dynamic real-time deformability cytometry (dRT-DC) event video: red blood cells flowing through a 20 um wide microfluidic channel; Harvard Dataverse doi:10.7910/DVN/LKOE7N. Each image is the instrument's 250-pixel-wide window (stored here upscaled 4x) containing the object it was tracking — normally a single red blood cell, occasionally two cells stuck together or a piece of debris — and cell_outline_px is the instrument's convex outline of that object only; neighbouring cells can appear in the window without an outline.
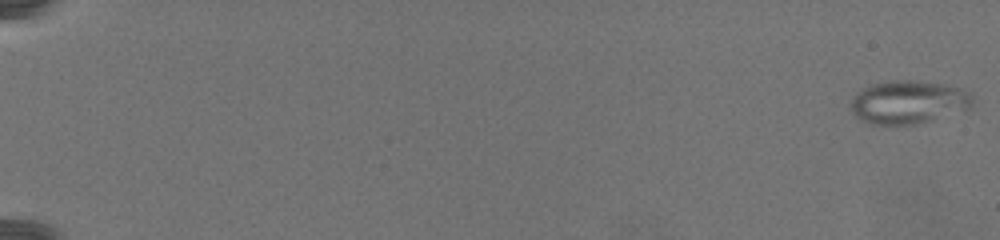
{"species": "common noctule bat (a hibernating species)", "species_latin": "Nyctalus noctula", "temperature_condition": "warm", "stored_images_in_passage": 79, "camera_frame_rate_fps": 3000, "um_per_image_px": 0.085, "animal": {"sex": "female", "body_mass_g": 19.5, "forearm_length_mm": 54.1}, "frame": {"image": 1, "passage_image": 1, "time_ms": 0.0, "image_size_px": [1000, 240], "cell_outline_px": [[972, 100], [964, 108], [932, 120], [916, 124], [872, 124], [860, 120], [852, 112], [852, 100], [856, 92], [872, 84], [896, 80], [912, 80], [948, 84], [964, 88], [972, 92]], "centroid_in_image_um": [77.19, 8.66], "position_along_channel_um": 7.8, "area_um2": 30.29}}
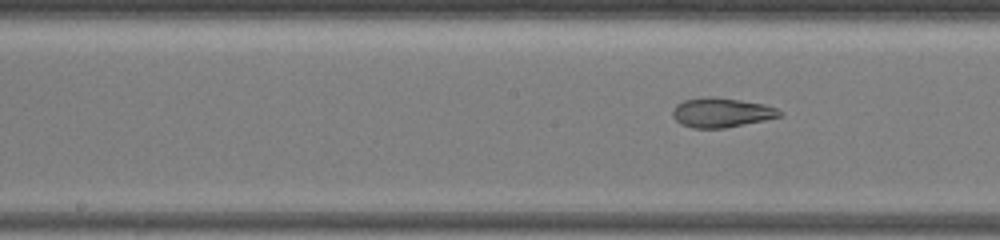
{"frame": {"image": 2, "passage_image": 44, "time_ms": 14.333, "image_size_px": [1000, 240], "cell_outline_px": [[784, 112], [780, 116], [764, 120], [724, 128], [692, 128], [680, 124], [672, 116], [672, 108], [676, 104], [684, 100], [708, 96], [716, 96], [764, 104], [776, 108]], "centroid_in_image_um": [61.29, 9.56], "position_along_channel_um": 186.9, "area_um2": 18.5}}
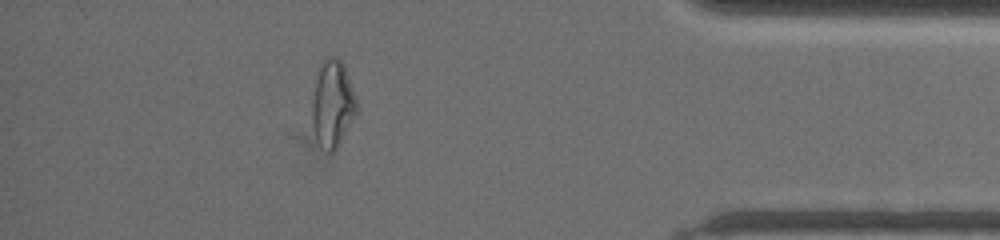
{"frame": {"image": 3, "passage_image": 71, "time_ms": 23.333, "image_size_px": [1000, 240], "cell_outline_px": [[360, 108], [340, 144], [332, 152], [328, 152], [316, 136], [312, 124], [312, 100], [320, 60], [324, 56], [332, 56], [340, 60], [344, 64], [356, 96]], "centroid_in_image_um": [28.3, 8.76], "position_along_channel_um": 406.9, "area_um2": 22.83}}